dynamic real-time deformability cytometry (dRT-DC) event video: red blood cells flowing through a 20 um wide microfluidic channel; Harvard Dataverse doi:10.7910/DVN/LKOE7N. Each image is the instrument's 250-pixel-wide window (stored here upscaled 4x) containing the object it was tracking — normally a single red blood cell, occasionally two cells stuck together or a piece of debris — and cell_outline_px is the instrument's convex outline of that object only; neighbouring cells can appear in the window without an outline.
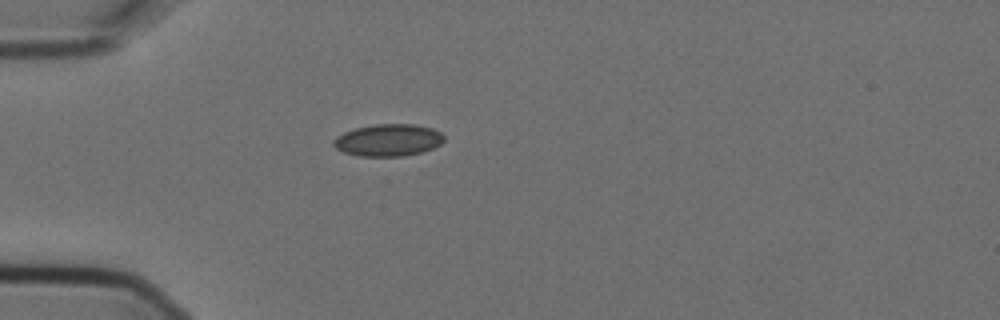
{"species": "Egyptian fruit bat (a non-hibernating species)", "species_latin": "Rousettus aegyptiacus", "temperature_condition": "cold", "stored_images_in_passage": 2, "camera_frame_rate_fps": 3000, "um_per_image_px": 0.085, "animal": {"sex": "female"}, "frame": {"image": 1, "passage_image": 1, "time_ms": 0.0, "image_size_px": [1000, 320], "cell_outline_px": [[444, 140], [440, 144], [424, 152], [404, 156], [360, 156], [344, 152], [336, 148], [332, 144], [332, 140], [336, 136], [344, 132], [356, 128], [376, 124], [412, 124], [432, 128], [440, 132], [444, 136]], "centroid_in_image_um": [32.99, 11.91], "position_along_channel_um": 52.0, "area_um2": 20.69}}